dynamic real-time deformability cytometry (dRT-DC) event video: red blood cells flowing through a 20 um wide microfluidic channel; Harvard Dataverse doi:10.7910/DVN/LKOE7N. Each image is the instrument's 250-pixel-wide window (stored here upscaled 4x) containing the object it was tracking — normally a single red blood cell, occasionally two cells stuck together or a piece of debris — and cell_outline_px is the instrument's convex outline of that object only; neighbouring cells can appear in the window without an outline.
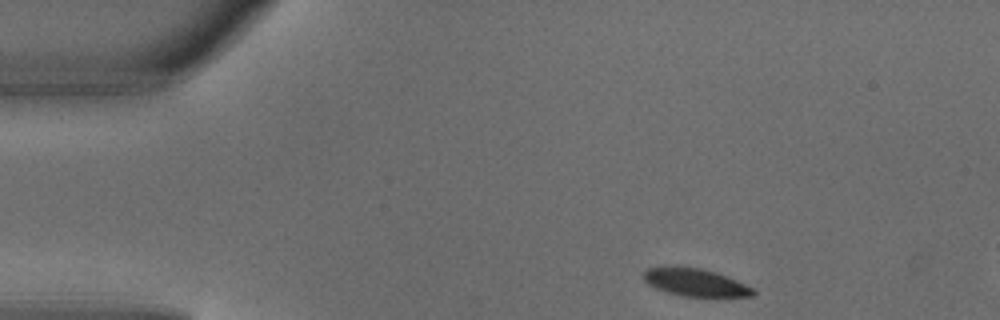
{"species": "common noctule bat (a hibernating species)", "species_latin": "Nyctalus noctula", "temperature_condition": "warm", "stored_images_in_passage": 3, "camera_frame_rate_fps": 3000, "um_per_image_px": 0.085, "animal": {"sex": "male", "body_mass_g": 18.8}, "frame": {"image": 1, "passage_image": 1, "time_ms": 0.0, "image_size_px": [1000, 320], "cell_outline_px": [[756, 292], [752, 296], [680, 296], [656, 288], [648, 284], [644, 280], [644, 272], [648, 268], [700, 268], [716, 272], [736, 280], [752, 288]], "centroid_in_image_um": [59.12, 24.02], "position_along_channel_um": 25.9, "area_um2": 16.99}}